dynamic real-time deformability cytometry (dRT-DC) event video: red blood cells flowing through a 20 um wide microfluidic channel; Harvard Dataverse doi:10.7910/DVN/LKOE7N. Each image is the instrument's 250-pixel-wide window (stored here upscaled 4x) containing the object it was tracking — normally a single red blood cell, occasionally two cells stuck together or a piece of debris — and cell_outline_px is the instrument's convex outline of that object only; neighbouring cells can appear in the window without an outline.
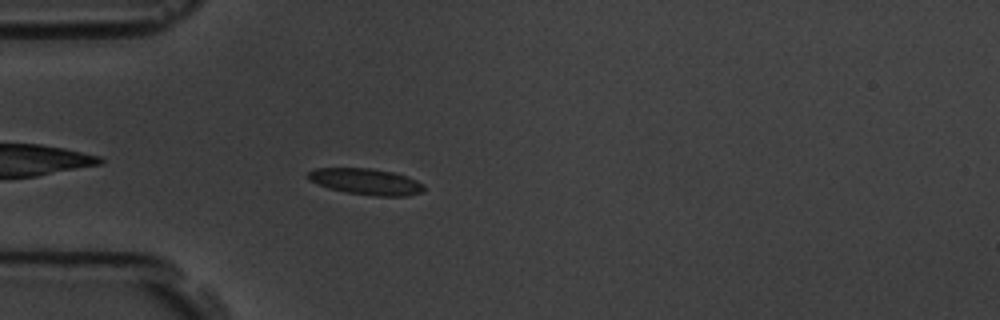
{"species": "common noctule bat (a hibernating species)", "species_latin": "Nyctalus noctula", "temperature_condition": "room temperature", "stored_images_in_passage": 45, "camera_frame_rate_fps": 3000, "um_per_image_px": 0.085, "animal": {"sex": "male", "body_mass_g": 19.5, "forearm_length_mm": 54.6}, "frame": {"image": 1, "passage_image": 4, "time_ms": 1.0, "image_size_px": [1000, 320], "cell_outline_px": [[424, 192], [408, 196], [372, 196], [348, 192], [328, 188], [308, 180], [304, 176], [308, 172], [316, 168], [372, 168], [392, 172], [416, 180], [424, 184]], "centroid_in_image_um": [31.09, 15.44], "position_along_channel_um": 53.9, "area_um2": 17.8}}
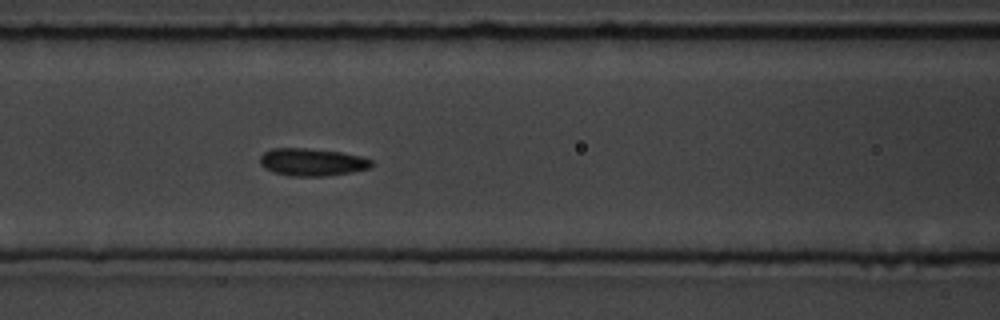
{"frame": {"image": 2, "passage_image": 12, "time_ms": 3.667, "image_size_px": [1000, 320], "cell_outline_px": [[372, 164], [368, 168], [352, 172], [324, 176], [288, 176], [264, 168], [260, 164], [260, 156], [264, 152], [272, 148], [304, 148], [340, 152], [360, 156], [372, 160]], "centroid_in_image_um": [26.49, 13.78], "position_along_channel_um": 140.1, "area_um2": 17.74}}
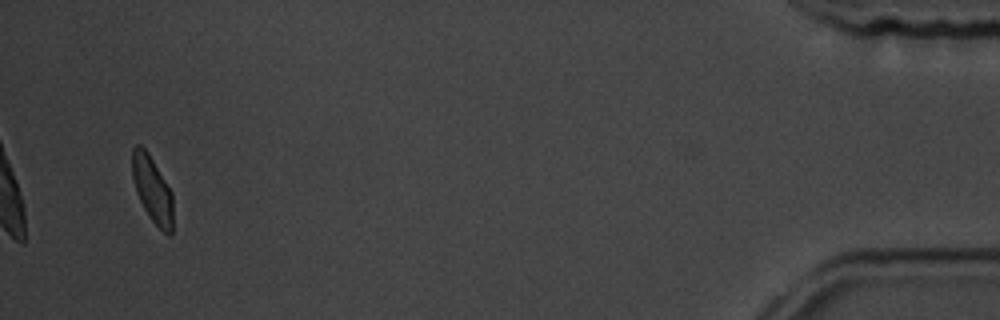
{"frame": {"image": 3, "passage_image": 43, "time_ms": 14.0, "image_size_px": [1000, 320], "cell_outline_px": [[172, 232], [168, 236], [152, 220], [144, 208], [136, 192], [132, 176], [132, 148], [136, 144], [140, 144], [148, 152], [172, 192]], "centroid_in_image_um": [12.93, 16.07], "position_along_channel_um": 422.3, "area_um2": 15.61}, "authors_computed_cell_mechanics": {"area_um2": 17.2822, "velocity_mm_per_s": 3.5218, "shape_relaxation_time_tau1_ms": 2.9415, "shape_relaxation_time_tau2_ms": 1.6323, "deformation_change_tau1": 0.0952, "deformation_change_tau2": 0.0562}}